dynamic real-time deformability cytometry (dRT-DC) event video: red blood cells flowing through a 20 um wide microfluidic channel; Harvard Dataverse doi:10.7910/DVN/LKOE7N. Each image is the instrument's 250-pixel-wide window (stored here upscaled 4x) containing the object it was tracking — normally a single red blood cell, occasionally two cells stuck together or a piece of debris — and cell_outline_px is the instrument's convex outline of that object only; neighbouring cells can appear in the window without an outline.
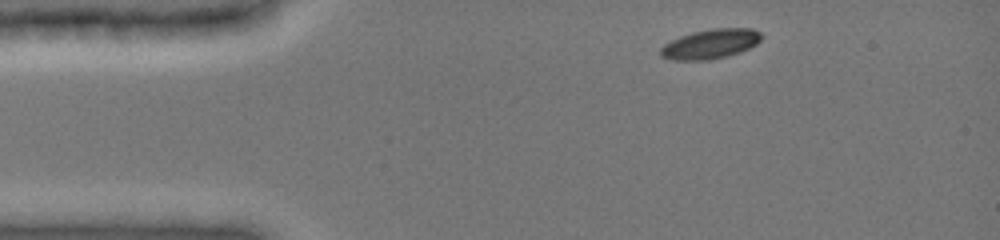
{"species": "common noctule bat (a hibernating species)", "species_latin": "Nyctalus noctula", "temperature_condition": "cold", "stored_images_in_passage": 8, "camera_frame_rate_fps": 3000, "um_per_image_px": 0.085, "animal": {"sex": "female", "body_mass_g": 19.0, "forearm_length_mm": 51.5}, "frame": {"image": 1, "passage_image": 1, "time_ms": 0.0, "image_size_px": [1000, 240], "cell_outline_px": [[760, 40], [756, 44], [740, 52], [728, 56], [708, 60], [672, 60], [660, 56], [660, 48], [664, 44], [680, 36], [692, 32], [712, 28], [752, 28], [760, 32]], "centroid_in_image_um": [60.36, 3.74], "position_along_channel_um": 24.6, "area_um2": 17.4}}
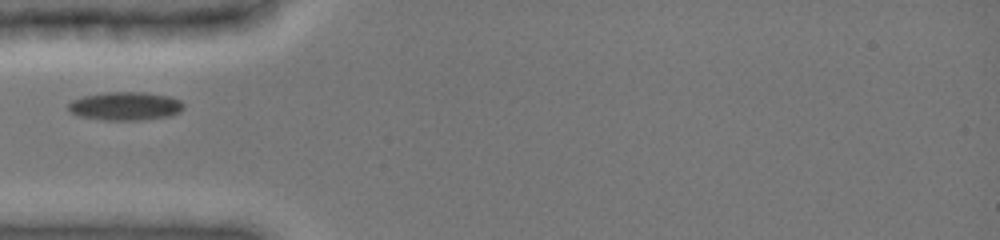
{"frame": {"image": 2, "passage_image": 5, "time_ms": 2.667, "image_size_px": [1000, 240], "cell_outline_px": [[184, 108], [180, 112], [168, 116], [140, 120], [104, 120], [76, 116], [68, 112], [68, 104], [72, 100], [84, 96], [104, 92], [144, 92], [168, 96], [180, 100], [184, 104]], "centroid_in_image_um": [10.62, 9.02], "position_along_channel_um": 74.4, "area_um2": 19.25}}
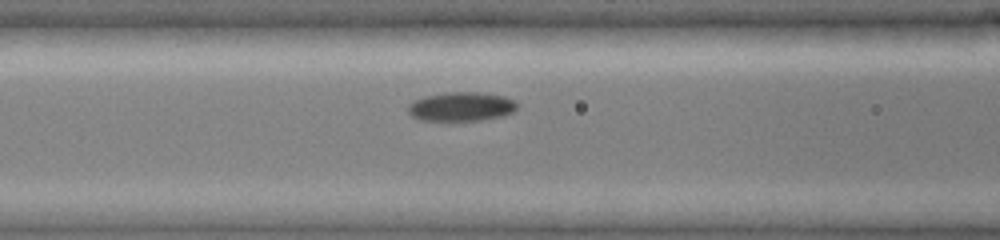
{"frame": {"image": 3, "passage_image": 7, "time_ms": 4.0, "image_size_px": [1000, 240], "cell_outline_px": [[516, 108], [512, 112], [504, 116], [484, 120], [420, 120], [412, 116], [408, 112], [408, 104], [424, 96], [448, 92], [480, 92], [504, 96], [516, 100]], "centroid_in_image_um": [39.23, 9.06], "position_along_channel_um": 127.4, "area_um2": 18.5}}